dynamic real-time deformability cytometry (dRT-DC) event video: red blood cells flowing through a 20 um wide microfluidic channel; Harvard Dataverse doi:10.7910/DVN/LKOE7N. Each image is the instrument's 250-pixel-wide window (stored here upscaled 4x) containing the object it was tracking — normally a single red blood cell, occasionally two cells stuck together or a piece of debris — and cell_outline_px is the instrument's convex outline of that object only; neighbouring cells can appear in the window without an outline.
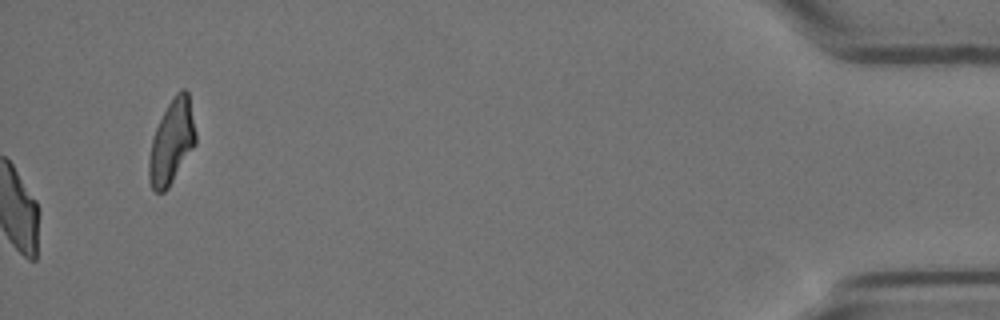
{"species": "Egyptian fruit bat (a non-hibernating species)", "species_latin": "Rousettus aegyptiacus", "temperature_condition": "cold", "stored_images_in_passage": 52, "camera_frame_rate_fps": 3000, "um_per_image_px": 0.085, "animal": {"sex": "female"}, "frame": {"image": 1, "passage_image": 52, "time_ms": 17.0, "image_size_px": [1000, 320], "cell_outline_px": [[196, 144], [168, 188], [164, 192], [156, 192], [152, 188], [148, 176], [148, 160], [152, 140], [156, 128], [168, 104], [176, 92], [180, 88], [184, 88], [188, 92], [196, 132]], "centroid_in_image_um": [14.6, 12.06], "position_along_channel_um": 420.6, "area_um2": 22.77}, "authors_computed_cell_mechanics": {"area_um2": 24.6228, "velocity_mm_per_s": 3.4936, "shape_relaxation_time_tau1_ms": 9.4725, "shape_relaxation_time_tau2_ms": 2.2726, "deformation_change_tau1": 0.2373, "deformation_change_tau2": 0.1006}}